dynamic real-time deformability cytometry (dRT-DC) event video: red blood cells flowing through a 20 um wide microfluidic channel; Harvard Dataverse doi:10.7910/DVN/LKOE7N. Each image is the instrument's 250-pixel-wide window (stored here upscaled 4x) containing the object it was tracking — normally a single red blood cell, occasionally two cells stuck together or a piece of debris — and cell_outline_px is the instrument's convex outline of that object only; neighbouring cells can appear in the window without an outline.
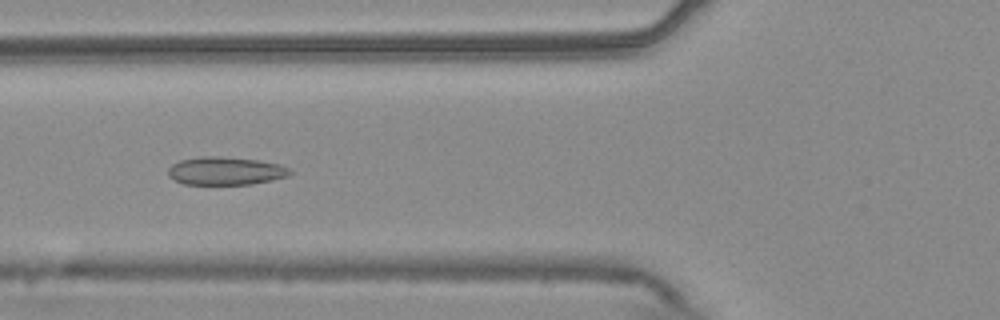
{"species": "common noctule bat (a hibernating species)", "species_latin": "Nyctalus noctula", "temperature_condition": "warm", "stored_images_in_passage": 53, "camera_frame_rate_fps": 3000, "um_per_image_px": 0.085, "animal": {"sex": "male", "body_mass_g": 20.4}, "frame": {"image": 1, "passage_image": 20, "time_ms": 6.333, "image_size_px": [1000, 320], "cell_outline_px": [[292, 172], [288, 176], [272, 180], [252, 184], [184, 184], [168, 176], [168, 168], [172, 164], [180, 160], [200, 156], [220, 156], [260, 160], [280, 164], [288, 168]], "centroid_in_image_um": [19.17, 14.52], "position_along_channel_um": 106.6, "area_um2": 20.0}}
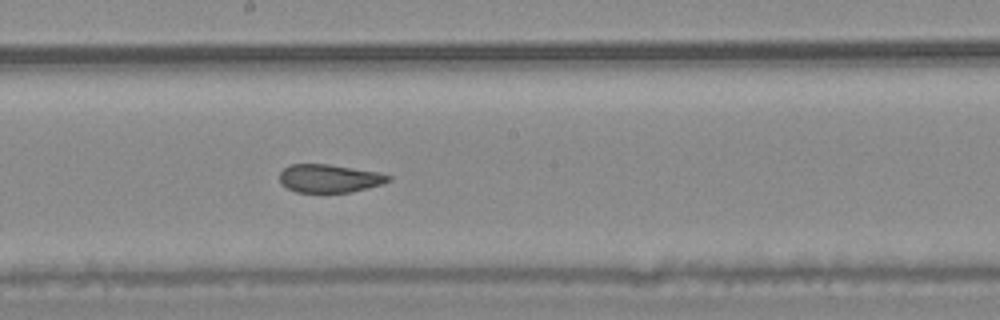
{"frame": {"image": 2, "passage_image": 29, "time_ms": 9.333, "image_size_px": [1000, 320], "cell_outline_px": [[392, 180], [384, 184], [352, 192], [296, 192], [280, 184], [280, 172], [288, 164], [328, 164], [380, 172], [392, 176]], "centroid_in_image_um": [28.03, 15.16], "position_along_channel_um": 220.2, "area_um2": 18.09}}
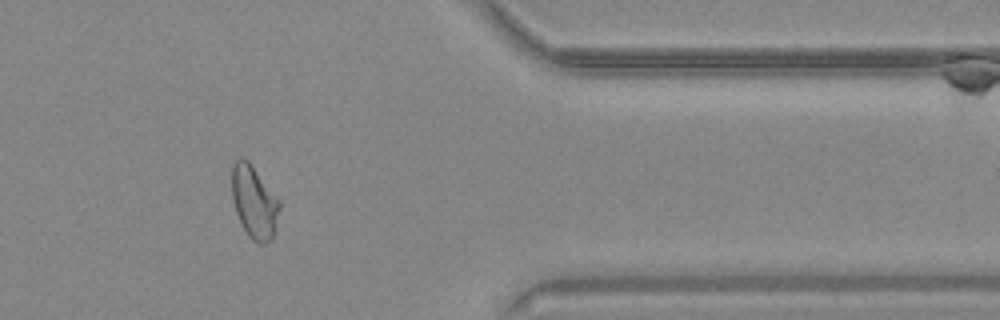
{"frame": {"image": 3, "passage_image": 44, "time_ms": 14.333, "image_size_px": [1000, 320], "cell_outline_px": [[280, 208], [276, 232], [272, 240], [264, 244], [260, 244], [252, 240], [248, 236], [236, 212], [232, 196], [232, 164], [240, 156], [248, 160], [280, 200]], "centroid_in_image_um": [21.63, 17.19], "position_along_channel_um": 389.8, "area_um2": 20.4}, "authors_computed_cell_mechanics": {"area_um2": 20.6346, "velocity_mm_per_s": 3.7876, "shape_relaxation_time_tau1_ms": null, "shape_relaxation_time_tau2_ms": 1.2727, "deformation_change_tau1": null, "deformation_change_tau2": 0.0682}}